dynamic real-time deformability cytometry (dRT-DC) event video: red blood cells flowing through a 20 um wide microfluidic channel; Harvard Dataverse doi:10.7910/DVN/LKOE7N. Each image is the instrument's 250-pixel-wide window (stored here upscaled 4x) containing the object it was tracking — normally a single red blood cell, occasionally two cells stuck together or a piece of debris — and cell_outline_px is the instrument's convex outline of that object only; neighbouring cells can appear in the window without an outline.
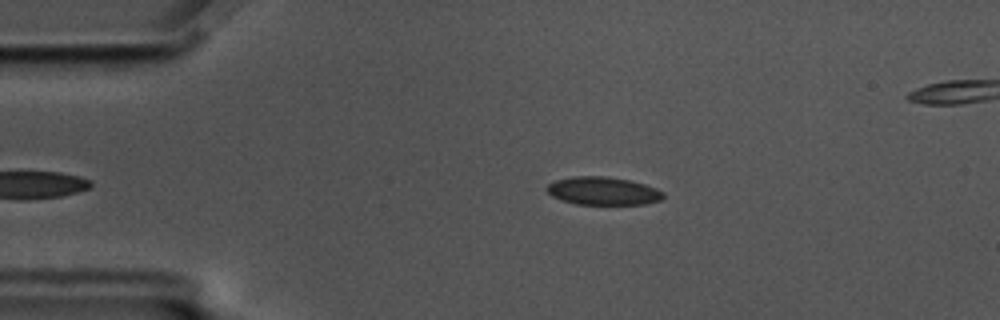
{"species": "common noctule bat (a hibernating species)", "species_latin": "Nyctalus noctula", "temperature_condition": "cold", "stored_images_in_passage": 40, "camera_frame_rate_fps": 3000, "um_per_image_px": 0.085, "animal": {"sex": "male", "body_mass_g": 17.5, "forearm_length_mm": 52.3}, "frame": {"image": 1, "passage_image": 3, "time_ms": 0.667, "image_size_px": [1000, 320], "cell_outline_px": [[664, 196], [660, 200], [644, 204], [576, 204], [560, 200], [552, 196], [544, 188], [548, 184], [556, 180], [576, 176], [604, 176], [628, 180], [644, 184], [656, 188], [664, 192]], "centroid_in_image_um": [51.23, 16.23], "position_along_channel_um": 33.8, "area_um2": 18.96}}
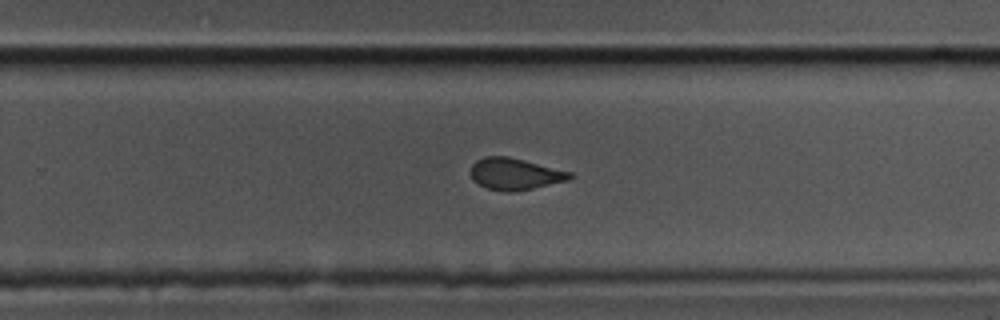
{"frame": {"image": 2, "passage_image": 28, "time_ms": 9.0, "image_size_px": [1000, 320], "cell_outline_px": [[576, 176], [568, 180], [532, 188], [512, 192], [508, 192], [488, 188], [472, 180], [472, 164], [476, 160], [484, 156], [508, 156], [572, 172]], "centroid_in_image_um": [43.79, 14.77], "position_along_channel_um": 286.0, "area_um2": 18.15}}
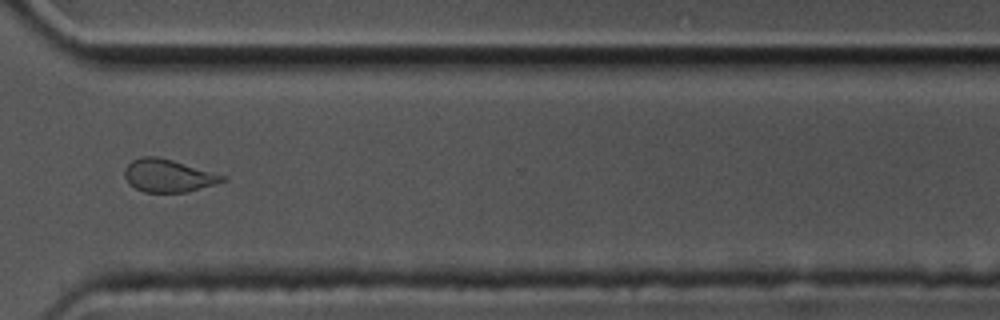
{"frame": {"image": 3, "passage_image": 34, "time_ms": 11.0, "image_size_px": [1000, 320], "cell_outline_px": [[228, 180], [188, 192], [144, 192], [128, 184], [124, 176], [124, 168], [132, 160], [144, 156], [156, 156], [172, 160], [228, 176]], "centroid_in_image_um": [14.3, 14.93], "position_along_channel_um": 356.3, "area_um2": 18.79}, "authors_computed_cell_mechanics": {"area_um2": 18.9873, "velocity_mm_per_s": 3.4917, "shape_relaxation_time_tau1_ms": null, "shape_relaxation_time_tau2_ms": 1.8133, "deformation_change_tau1": null, "deformation_change_tau2": 0.0491}}